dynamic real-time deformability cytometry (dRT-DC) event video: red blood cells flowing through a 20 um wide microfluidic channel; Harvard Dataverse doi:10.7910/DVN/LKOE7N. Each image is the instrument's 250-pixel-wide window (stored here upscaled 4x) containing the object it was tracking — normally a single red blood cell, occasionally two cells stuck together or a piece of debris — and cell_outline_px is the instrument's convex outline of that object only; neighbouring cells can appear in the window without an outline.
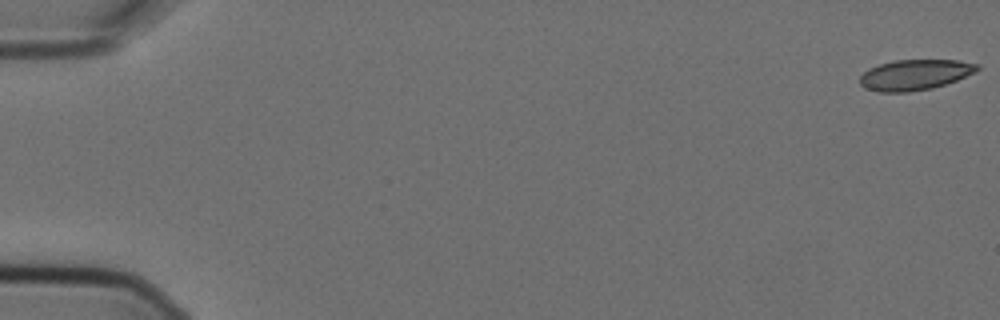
{"species": "Egyptian fruit bat (a non-hibernating species)", "species_latin": "Rousettus aegyptiacus", "temperature_condition": "cold", "stored_images_in_passage": 6, "camera_frame_rate_fps": 3000, "um_per_image_px": 0.085, "animal": {"sex": "female"}, "frame": {"image": 1, "passage_image": 1, "time_ms": 0.0, "image_size_px": [1000, 320], "cell_outline_px": [[980, 68], [976, 72], [956, 80], [932, 88], [908, 92], [876, 92], [860, 84], [860, 76], [868, 68], [880, 64], [896, 60], [956, 60], [980, 64]], "centroid_in_image_um": [77.78, 6.35], "position_along_channel_um": 7.2, "area_um2": 20.81}}